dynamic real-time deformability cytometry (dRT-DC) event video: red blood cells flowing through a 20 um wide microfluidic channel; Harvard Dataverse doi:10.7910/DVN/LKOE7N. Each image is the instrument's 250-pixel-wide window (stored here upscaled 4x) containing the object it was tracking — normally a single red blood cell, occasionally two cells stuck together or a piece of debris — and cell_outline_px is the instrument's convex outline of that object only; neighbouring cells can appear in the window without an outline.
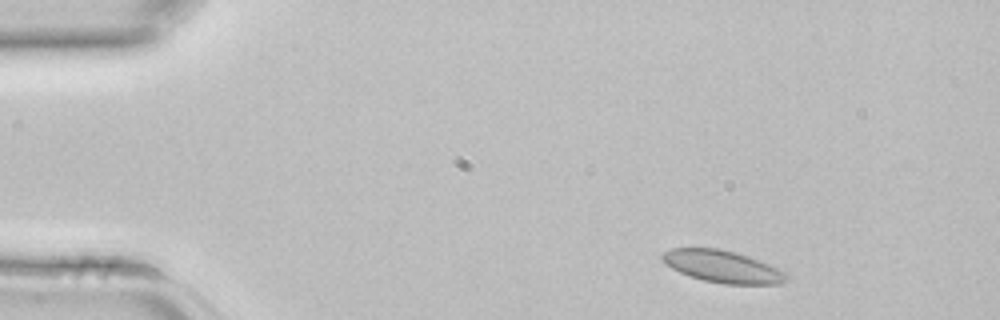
{"species": "common noctule bat (a hibernating species)", "species_latin": "Nyctalus noctula", "temperature_condition": "room temperature", "stored_images_in_passage": 5, "camera_frame_rate_fps": 3000, "um_per_image_px": 0.085, "animal": {"sex": "female", "body_mass_g": 22.7, "forearm_length_mm": 54.2}, "frame": {"image": 1, "passage_image": 1, "time_ms": 0.0, "image_size_px": [1000, 320], "cell_outline_px": [[788, 280], [780, 284], [724, 284], [704, 280], [688, 276], [672, 268], [660, 256], [664, 252], [672, 248], [716, 248], [736, 252], [760, 260], [780, 268], [788, 276]], "centroid_in_image_um": [61.46, 22.66], "position_along_channel_um": 23.5, "area_um2": 23.24}}
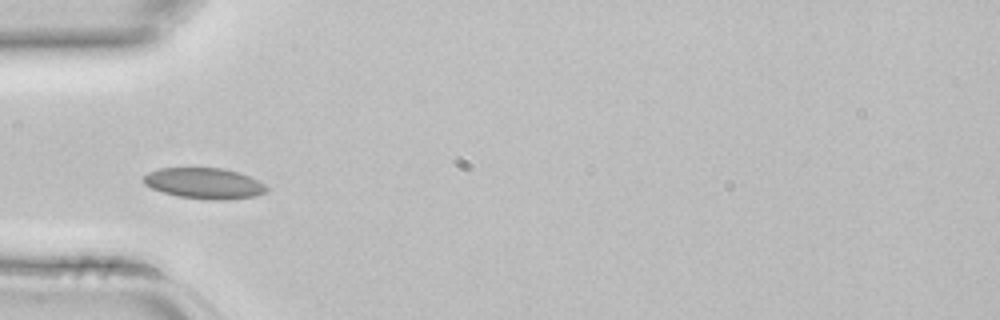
{"frame": {"image": 2, "passage_image": 3, "time_ms": 0.667, "image_size_px": [1000, 320], "cell_outline_px": [[268, 192], [256, 196], [228, 200], [212, 200], [176, 196], [152, 188], [144, 184], [144, 176], [148, 172], [160, 168], [224, 168], [248, 176], [264, 184], [268, 188]], "centroid_in_image_um": [17.38, 15.59], "position_along_channel_um": 67.6, "area_um2": 22.08}}